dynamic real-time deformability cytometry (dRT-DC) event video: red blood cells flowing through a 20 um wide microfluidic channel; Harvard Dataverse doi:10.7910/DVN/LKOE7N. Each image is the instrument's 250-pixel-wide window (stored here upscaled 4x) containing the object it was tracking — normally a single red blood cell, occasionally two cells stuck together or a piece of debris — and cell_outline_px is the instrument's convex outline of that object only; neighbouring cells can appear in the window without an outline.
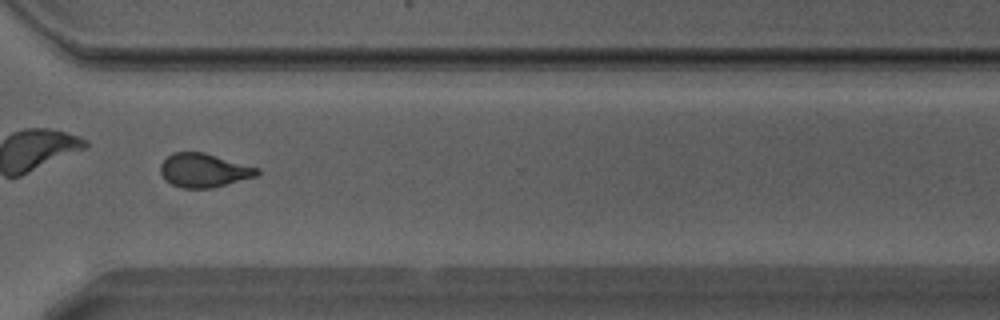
{"species": "Egyptian fruit bat (a non-hibernating species)", "species_latin": "Rousettus aegyptiacus", "temperature_condition": "warm", "stored_images_in_passage": 48, "camera_frame_rate_fps": 3000, "um_per_image_px": 0.085, "animal": {"sex": "male"}, "frame": {"image": 1, "passage_image": 35, "time_ms": 11.333, "image_size_px": [1000, 320], "cell_outline_px": [[260, 172], [256, 176], [212, 188], [184, 188], [172, 184], [164, 180], [160, 172], [160, 164], [172, 152], [204, 152], [260, 168]], "centroid_in_image_um": [17.32, 14.47], "position_along_channel_um": 353.3, "area_um2": 19.07}}
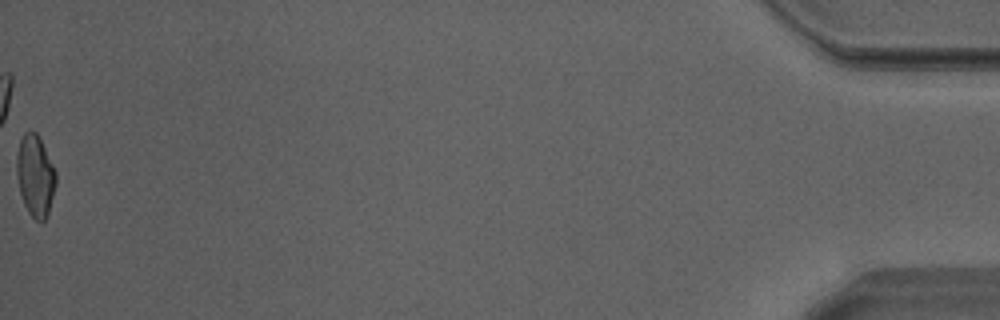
{"frame": {"image": 2, "passage_image": 48, "time_ms": 15.667, "image_size_px": [1000, 320], "cell_outline_px": [[56, 184], [48, 216], [40, 224], [28, 212], [24, 204], [20, 192], [16, 172], [16, 156], [20, 140], [24, 132], [36, 132], [56, 172]], "centroid_in_image_um": [2.99, 14.98], "position_along_channel_um": 432.2, "area_um2": 18.55}, "authors_computed_cell_mechanics": {"area_um2": 19.5364, "velocity_mm_per_s": 4.2387, "shape_relaxation_time_tau1_ms": 4.9519, "shape_relaxation_time_tau2_ms": 1.2418, "deformation_change_tau1": 0.1453, "deformation_change_tau2": 0.0628}}